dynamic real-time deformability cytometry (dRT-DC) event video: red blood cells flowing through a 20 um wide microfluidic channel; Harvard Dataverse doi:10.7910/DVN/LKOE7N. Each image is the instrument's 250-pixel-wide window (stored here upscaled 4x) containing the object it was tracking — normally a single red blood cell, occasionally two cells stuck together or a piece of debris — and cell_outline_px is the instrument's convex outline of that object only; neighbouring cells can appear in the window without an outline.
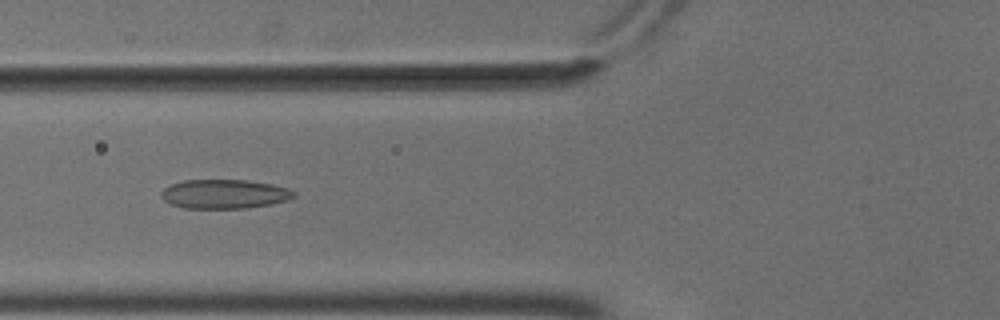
{"species": "common noctule bat (a hibernating species)", "species_latin": "Nyctalus noctula", "temperature_condition": "cold", "stored_images_in_passage": 39, "camera_frame_rate_fps": 3000, "um_per_image_px": 0.085, "animal": {"sex": "male", "body_mass_g": 18.8}, "frame": {"image": 1, "passage_image": 10, "time_ms": 3.0, "image_size_px": [1000, 320], "cell_outline_px": [[296, 196], [288, 200], [272, 204], [244, 208], [184, 208], [172, 204], [164, 200], [160, 196], [160, 192], [168, 184], [184, 180], [248, 180], [272, 184], [288, 188], [296, 192]], "centroid_in_image_um": [19.07, 16.48], "position_along_channel_um": 106.7, "area_um2": 22.72}}
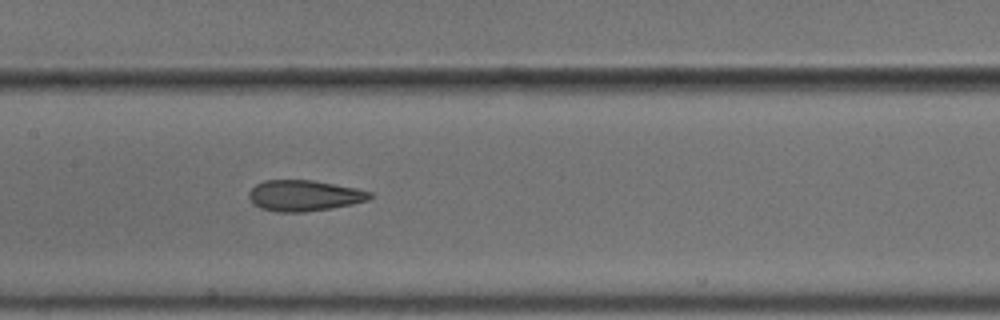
{"frame": {"image": 2, "passage_image": 16, "time_ms": 5.0, "image_size_px": [1000, 320], "cell_outline_px": [[372, 196], [368, 200], [352, 204], [332, 208], [304, 212], [276, 212], [260, 208], [252, 204], [248, 196], [248, 192], [256, 184], [264, 180], [312, 180], [356, 188], [372, 192]], "centroid_in_image_um": [25.82, 16.63], "position_along_channel_um": 181.6, "area_um2": 21.91}}
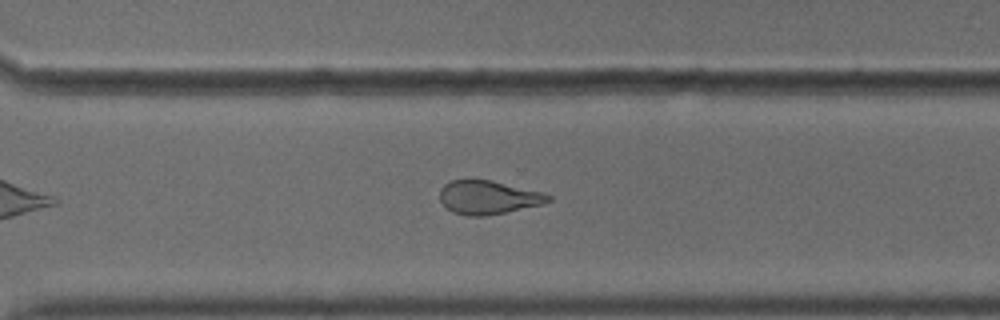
{"frame": {"image": 3, "passage_image": 28, "time_ms": 9.0, "image_size_px": [1000, 320], "cell_outline_px": [[552, 200], [544, 204], [484, 216], [468, 216], [452, 212], [440, 200], [440, 188], [444, 184], [452, 180], [492, 180], [544, 192], [552, 196]], "centroid_in_image_um": [41.53, 16.77], "position_along_channel_um": 329.1, "area_um2": 21.27}, "authors_computed_cell_mechanics": {"area_um2": 21.964, "velocity_mm_per_s": 3.7044, "shape_relaxation_time_tau1_ms": null, "shape_relaxation_time_tau2_ms": 2.4327, "deformation_change_tau1": null, "deformation_change_tau2": 0.0992}}